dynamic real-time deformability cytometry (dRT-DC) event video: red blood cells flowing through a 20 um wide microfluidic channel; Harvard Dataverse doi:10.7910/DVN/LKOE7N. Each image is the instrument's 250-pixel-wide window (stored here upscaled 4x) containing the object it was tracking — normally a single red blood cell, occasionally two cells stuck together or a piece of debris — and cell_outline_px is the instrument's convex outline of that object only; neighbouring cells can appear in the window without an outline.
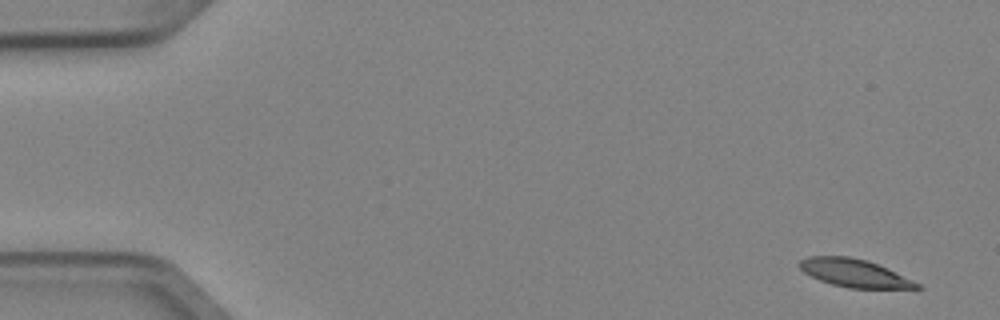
{"species": "Egyptian fruit bat (a non-hibernating species)", "species_latin": "Rousettus aegyptiacus", "temperature_condition": "cold", "stored_images_in_passage": 7, "camera_frame_rate_fps": 3000, "um_per_image_px": 0.085, "animal": {"sex": "female"}, "frame": {"image": 1, "passage_image": 1, "time_ms": 0.0, "image_size_px": [1000, 320], "cell_outline_px": [[924, 288], [848, 288], [832, 284], [820, 280], [804, 272], [796, 264], [800, 260], [808, 256], [848, 256], [868, 260], [888, 268], [920, 284]], "centroid_in_image_um": [72.6, 23.2], "position_along_channel_um": 12.4, "area_um2": 19.07}}
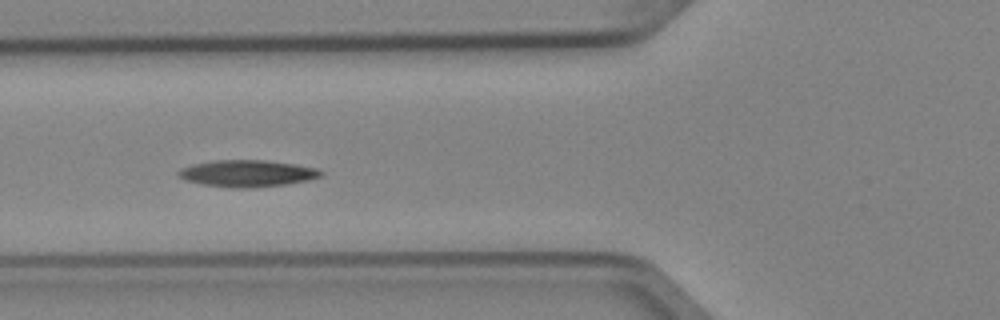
{"frame": {"image": 2, "passage_image": 6, "time_ms": 1.667, "image_size_px": [1000, 320], "cell_outline_px": [[324, 176], [308, 180], [284, 184], [252, 188], [236, 188], [204, 184], [184, 180], [176, 172], [180, 168], [192, 164], [212, 160], [264, 160], [296, 164], [316, 168], [324, 172]], "centroid_in_image_um": [21.02, 14.73], "position_along_channel_um": 104.8, "area_um2": 22.25}}